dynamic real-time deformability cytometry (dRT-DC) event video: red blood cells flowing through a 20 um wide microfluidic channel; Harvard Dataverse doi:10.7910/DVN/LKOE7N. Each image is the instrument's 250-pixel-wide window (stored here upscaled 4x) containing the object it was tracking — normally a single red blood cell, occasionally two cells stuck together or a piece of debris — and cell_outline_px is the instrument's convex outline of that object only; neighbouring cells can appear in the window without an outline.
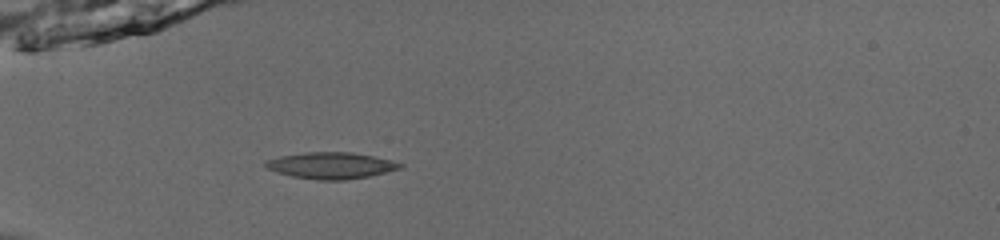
{"species": "common noctule bat (a hibernating species)", "species_latin": "Nyctalus noctula", "temperature_condition": "room temperature", "stored_images_in_passage": 36, "camera_frame_rate_fps": 3000, "um_per_image_px": 0.085, "animal": {"sex": "male", "body_mass_g": 13.0, "forearm_length_mm": 53.1}, "frame": {"image": 1, "passage_image": 1, "time_ms": 0.0, "image_size_px": [1000, 240], "cell_outline_px": [[404, 164], [400, 168], [368, 176], [344, 180], [316, 180], [292, 176], [276, 172], [264, 168], [264, 164], [268, 160], [280, 156], [304, 152], [352, 152], [392, 160]], "centroid_in_image_um": [28.1, 14.06], "position_along_channel_um": 56.9, "area_um2": 20.63}}
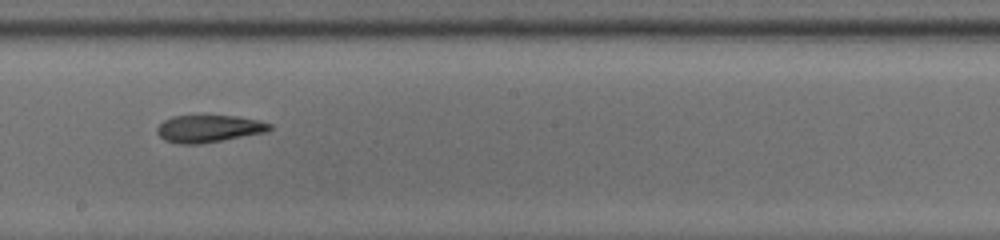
{"frame": {"image": 2, "passage_image": 15, "time_ms": 4.667, "image_size_px": [1000, 240], "cell_outline_px": [[272, 128], [268, 132], [200, 144], [180, 144], [164, 140], [156, 132], [156, 128], [164, 120], [172, 116], [236, 116], [256, 120], [272, 124]], "centroid_in_image_um": [17.74, 10.94], "position_along_channel_um": 230.5, "area_um2": 17.86}}
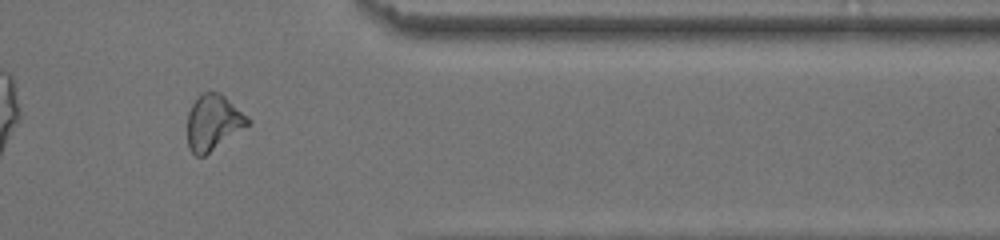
{"frame": {"image": 3, "passage_image": 28, "time_ms": 9.0, "image_size_px": [1000, 240], "cell_outline_px": [[252, 124], [204, 156], [196, 156], [188, 148], [188, 112], [192, 104], [200, 92], [220, 92], [248, 116], [252, 120]], "centroid_in_image_um": [18.15, 10.4], "position_along_channel_um": 393.2, "area_um2": 19.83}, "authors_computed_cell_mechanics": {"area_um2": 18.9584, "velocity_mm_per_s": 3.9472, "shape_relaxation_time_tau1_ms": 6.4533, "shape_relaxation_time_tau2_ms": 5.8846, "deformation_change_tau1": 0.2075, "deformation_change_tau2": 0.1565}}